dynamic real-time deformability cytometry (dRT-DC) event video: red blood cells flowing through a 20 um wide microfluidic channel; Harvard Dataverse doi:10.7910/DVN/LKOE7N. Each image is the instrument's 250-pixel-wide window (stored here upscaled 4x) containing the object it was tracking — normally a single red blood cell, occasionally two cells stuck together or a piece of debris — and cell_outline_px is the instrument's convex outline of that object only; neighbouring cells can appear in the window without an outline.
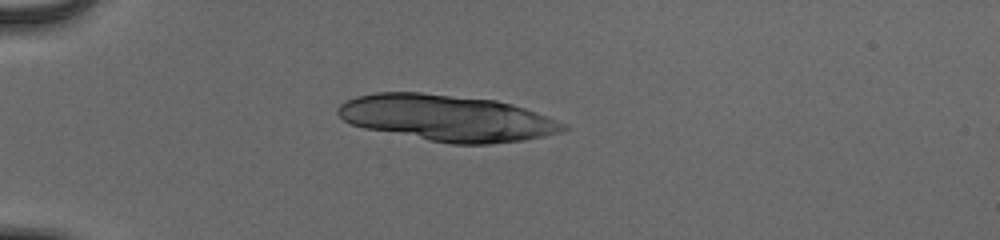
{"species": "human", "species_latin": "Homo sapiens", "temperature_condition": "cold", "stored_images_in_passage": 38, "camera_frame_rate_fps": 3000, "um_per_image_px": 0.085, "donor": {"sex": "male"}, "frame": {"image": 1, "passage_image": 1, "time_ms": 0.0, "image_size_px": [1000, 240], "cell_outline_px": [[572, 128], [560, 132], [544, 136], [524, 140], [488, 144], [452, 144], [428, 140], [364, 128], [352, 124], [344, 120], [336, 112], [336, 108], [340, 104], [356, 96], [376, 92], [420, 92], [496, 100], [512, 104], [524, 108], [568, 124]], "centroid_in_image_um": [38.01, 10.03], "position_along_channel_um": 47.0, "area_um2": 60.69}}
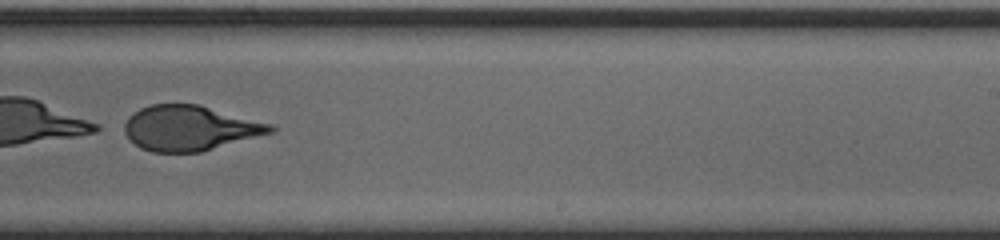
{"frame": {"image": 2, "passage_image": 21, "time_ms": 6.667, "image_size_px": [1000, 240], "cell_outline_px": [[276, 132], [200, 152], [152, 152], [140, 148], [124, 132], [124, 124], [128, 116], [140, 108], [152, 104], [200, 104], [272, 124], [276, 128]], "centroid_in_image_um": [16.17, 10.88], "position_along_channel_um": 272.8, "area_um2": 38.49}}
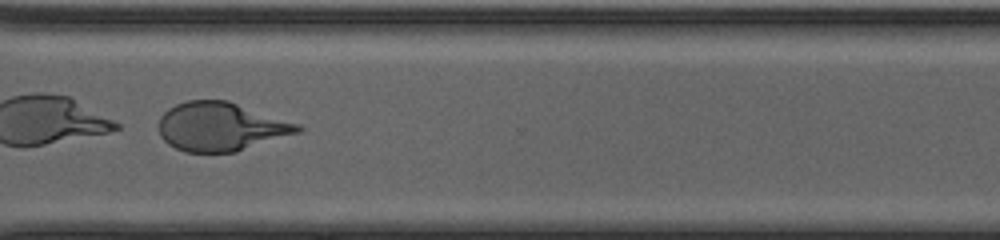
{"frame": {"image": 3, "passage_image": 27, "time_ms": 8.667, "image_size_px": [1000, 240], "cell_outline_px": [[304, 128], [300, 132], [236, 152], [184, 152], [168, 144], [160, 136], [160, 116], [168, 108], [176, 104], [188, 100], [228, 100], [300, 124]], "centroid_in_image_um": [18.78, 10.76], "position_along_channel_um": 351.8, "area_um2": 39.48}}